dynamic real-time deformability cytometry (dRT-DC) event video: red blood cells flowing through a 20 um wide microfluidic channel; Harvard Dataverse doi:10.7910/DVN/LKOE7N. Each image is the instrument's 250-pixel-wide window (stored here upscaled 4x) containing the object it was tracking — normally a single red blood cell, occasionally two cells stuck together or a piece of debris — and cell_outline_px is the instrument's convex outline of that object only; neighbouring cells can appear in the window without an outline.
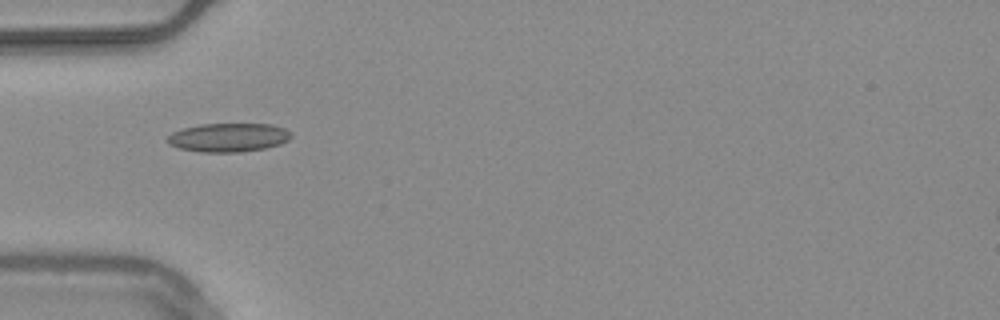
{"species": "common noctule bat (a hibernating species)", "species_latin": "Nyctalus noctula", "temperature_condition": "warm", "stored_images_in_passage": 5, "camera_frame_rate_fps": 3000, "um_per_image_px": 0.085, "animal": {"sex": "male", "body_mass_g": 20.4}, "frame": {"image": 1, "passage_image": 2, "time_ms": 0.333, "image_size_px": [1000, 320], "cell_outline_px": [[292, 136], [288, 140], [280, 144], [264, 148], [240, 152], [200, 152], [180, 148], [168, 144], [168, 136], [172, 132], [184, 128], [200, 124], [272, 124], [284, 128], [292, 132]], "centroid_in_image_um": [19.44, 11.68], "position_along_channel_um": 65.6, "area_um2": 20.69}}